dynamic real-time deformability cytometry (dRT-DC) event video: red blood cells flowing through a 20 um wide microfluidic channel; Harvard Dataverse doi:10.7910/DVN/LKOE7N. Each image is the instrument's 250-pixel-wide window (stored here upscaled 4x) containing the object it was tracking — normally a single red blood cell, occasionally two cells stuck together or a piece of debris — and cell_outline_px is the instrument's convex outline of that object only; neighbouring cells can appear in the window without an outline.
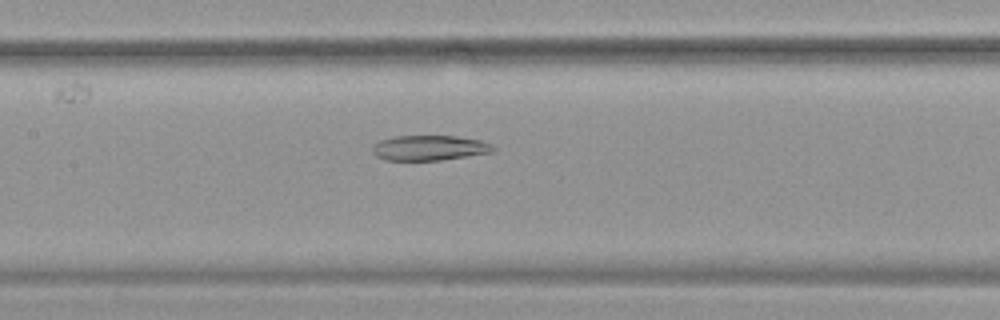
{"species": "common noctule bat (a hibernating species)", "species_latin": "Nyctalus noctula", "temperature_condition": "warm", "stored_images_in_passage": 54, "segment_of_instrument_passage": [2, 2], "camera_frame_rate_fps": 3000, "um_per_image_px": 0.085, "animal": {"sex": "female", "body_mass_g": 19.9}, "frame": {"image": 1, "passage_image": 26, "time_ms": 8.333, "image_size_px": [1000, 320], "cell_outline_px": [[496, 152], [440, 160], [384, 160], [376, 156], [372, 152], [372, 144], [380, 140], [396, 136], [456, 136], [480, 140], [492, 144], [496, 148]], "centroid_in_image_um": [36.51, 12.57], "position_along_channel_um": 170.9, "area_um2": 17.86}}
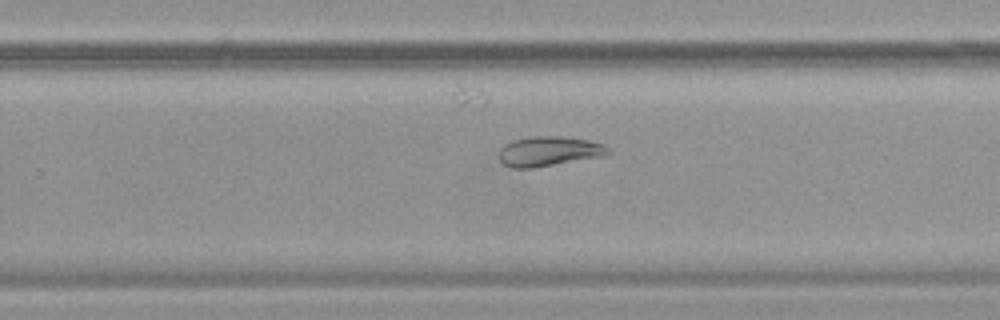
{"frame": {"image": 2, "passage_image": 35, "time_ms": 11.333, "image_size_px": [1000, 320], "cell_outline_px": [[612, 152], [600, 156], [532, 168], [512, 168], [504, 164], [496, 156], [500, 148], [504, 144], [512, 140], [536, 136], [560, 136], [588, 140], [604, 144], [612, 148]], "centroid_in_image_um": [46.63, 12.85], "position_along_channel_um": 283.2, "area_um2": 18.96}}
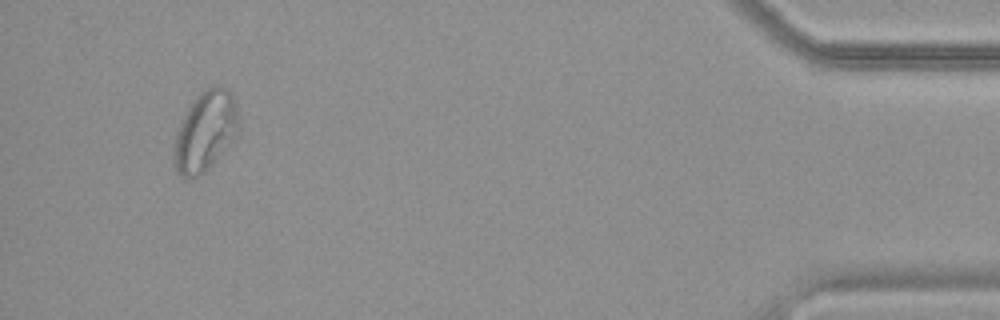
{"frame": {"image": 3, "passage_image": 51, "time_ms": 16.667, "image_size_px": [1000, 320], "cell_outline_px": [[240, 128], [232, 144], [204, 172], [196, 176], [180, 176], [176, 172], [172, 164], [172, 152], [176, 132], [188, 108], [196, 96], [204, 88], [212, 84], [220, 84], [228, 88], [232, 92], [240, 116]], "centroid_in_image_um": [17.48, 11.12], "position_along_channel_um": 417.7, "area_um2": 30.98}}